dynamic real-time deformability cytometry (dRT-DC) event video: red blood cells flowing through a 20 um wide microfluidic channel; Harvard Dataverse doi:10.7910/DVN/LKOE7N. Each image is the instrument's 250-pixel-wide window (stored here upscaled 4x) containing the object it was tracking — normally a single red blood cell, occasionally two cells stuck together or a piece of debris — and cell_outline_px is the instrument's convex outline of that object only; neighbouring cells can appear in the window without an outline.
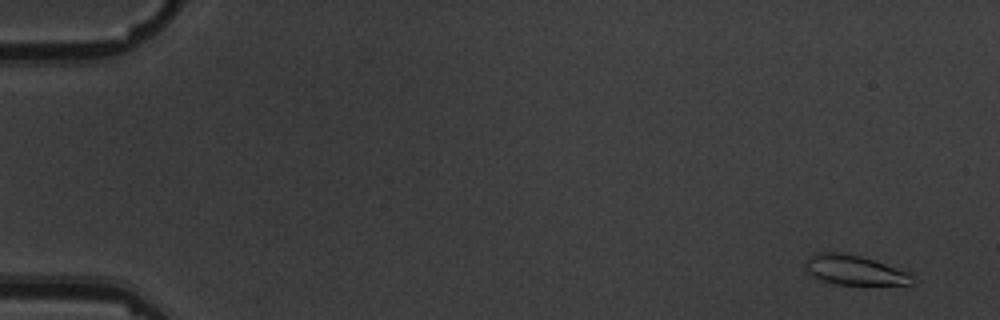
{"species": "common noctule bat (a hibernating species)", "species_latin": "Nyctalus noctula", "temperature_condition": "warm", "stored_images_in_passage": 9, "camera_frame_rate_fps": 3000, "um_per_image_px": 0.085, "animal": {"sex": "male", "body_mass_g": 19.5, "forearm_length_mm": 54.6}, "frame": {"image": 1, "passage_image": 1, "time_ms": 0.0, "image_size_px": [1000, 320], "cell_outline_px": [[912, 284], [836, 284], [824, 280], [808, 272], [804, 264], [804, 260], [808, 256], [820, 252], [844, 252], [860, 256], [908, 272]], "centroid_in_image_um": [72.54, 22.93], "position_along_channel_um": 12.5, "area_um2": 17.92}}
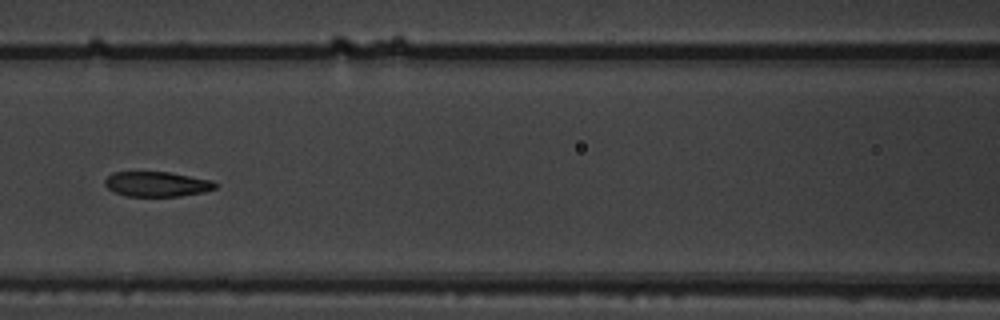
{"frame": {"image": 2, "passage_image": 8, "time_ms": 8.0, "image_size_px": [1000, 320], "cell_outline_px": [[216, 188], [204, 192], [180, 196], [124, 196], [108, 188], [104, 184], [104, 180], [112, 172], [168, 172], [212, 180], [216, 184]], "centroid_in_image_um": [13.32, 15.65], "position_along_channel_um": 153.3, "area_um2": 16.01}}
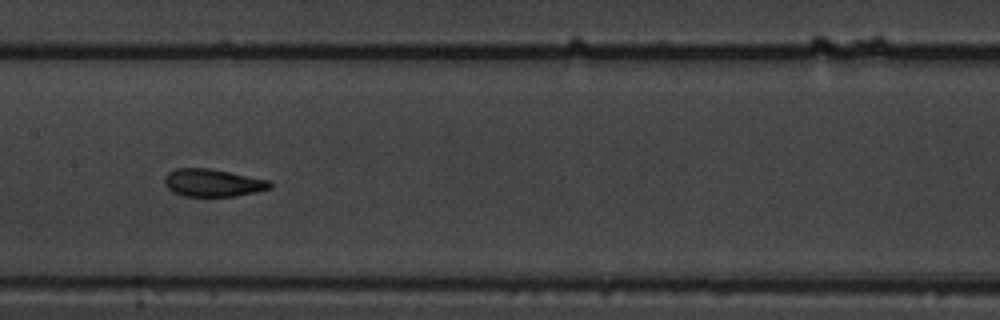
{"frame": {"image": 3, "passage_image": 9, "time_ms": 9.0, "image_size_px": [1000, 320], "cell_outline_px": [[272, 188], [256, 192], [236, 196], [184, 196], [172, 192], [164, 184], [164, 176], [168, 172], [176, 168], [208, 168], [268, 180], [272, 184]], "centroid_in_image_um": [18.05, 15.54], "position_along_channel_um": 189.3, "area_um2": 16.94}}